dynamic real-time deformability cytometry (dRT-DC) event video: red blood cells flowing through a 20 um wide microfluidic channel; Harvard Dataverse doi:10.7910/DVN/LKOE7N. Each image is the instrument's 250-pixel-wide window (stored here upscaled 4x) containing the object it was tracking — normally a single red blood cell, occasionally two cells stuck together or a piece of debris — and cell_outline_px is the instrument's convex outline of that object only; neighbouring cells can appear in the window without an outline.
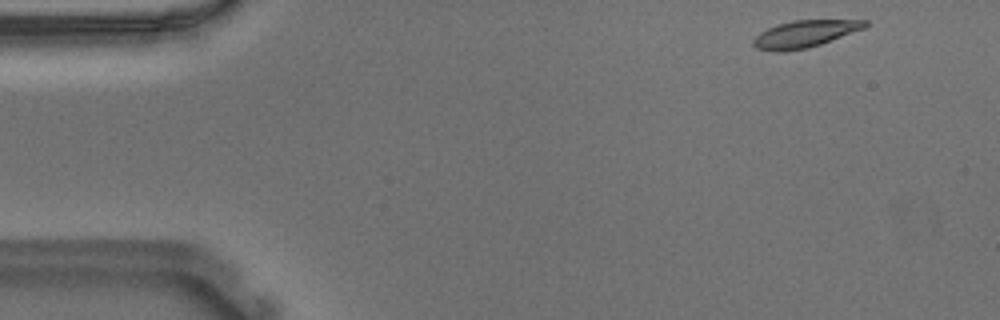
{"species": "Egyptian fruit bat (a non-hibernating species)", "species_latin": "Rousettus aegyptiacus", "temperature_condition": "warm", "stored_images_in_passage": 50, "camera_frame_rate_fps": 3000, "um_per_image_px": 0.085, "animal": {"sex": "male"}, "frame": {"image": 1, "passage_image": 1, "time_ms": 0.0, "image_size_px": [1000, 320], "cell_outline_px": [[868, 24], [864, 28], [820, 44], [808, 48], [780, 52], [776, 52], [756, 48], [752, 44], [752, 40], [760, 32], [776, 24], [792, 20], [868, 20]], "centroid_in_image_um": [68.36, 2.88], "position_along_channel_um": 16.6, "area_um2": 17.51}}
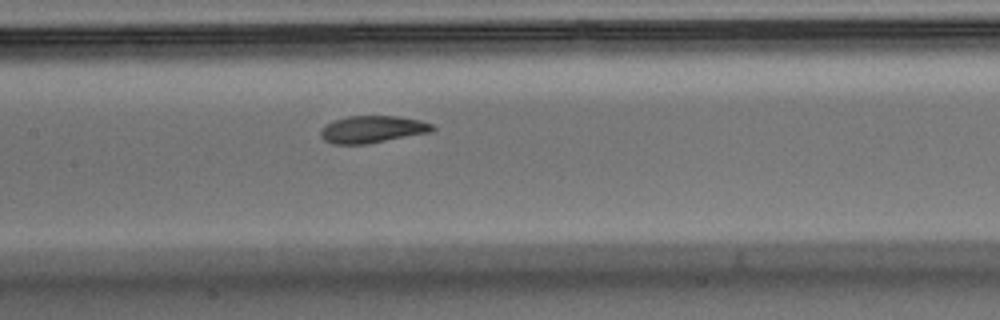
{"frame": {"image": 2, "passage_image": 22, "time_ms": 7.0, "image_size_px": [1000, 320], "cell_outline_px": [[436, 128], [432, 132], [368, 144], [332, 144], [324, 140], [320, 136], [320, 132], [324, 124], [332, 120], [348, 116], [396, 116], [420, 120], [432, 124]], "centroid_in_image_um": [31.63, 10.99], "position_along_channel_um": 175.8, "area_um2": 17.92}}
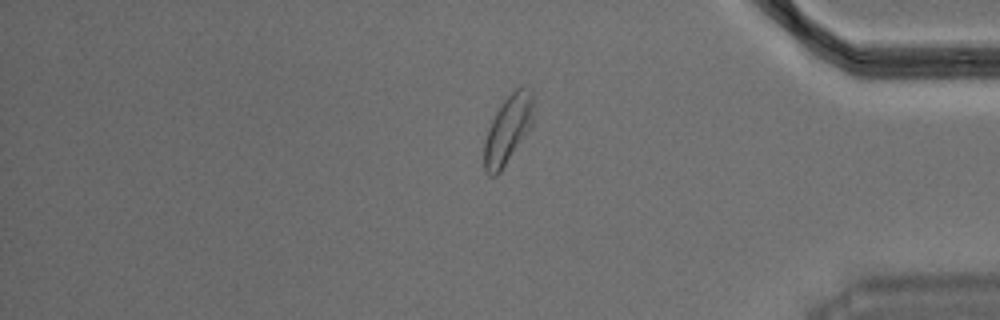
{"frame": {"image": 3, "passage_image": 42, "time_ms": 13.667, "image_size_px": [1000, 320], "cell_outline_px": [[532, 128], [500, 172], [496, 176], [488, 176], [484, 172], [484, 140], [488, 128], [496, 112], [504, 100], [520, 84], [532, 92]], "centroid_in_image_um": [43.16, 11.05], "position_along_channel_um": 392.0, "area_um2": 19.71}}